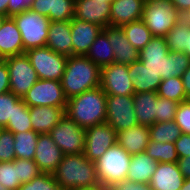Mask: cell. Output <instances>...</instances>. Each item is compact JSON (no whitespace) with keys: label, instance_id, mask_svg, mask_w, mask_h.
Wrapping results in <instances>:
<instances>
[{"label":"cell","instance_id":"6da1fadb","mask_svg":"<svg viewBox=\"0 0 190 190\" xmlns=\"http://www.w3.org/2000/svg\"><path fill=\"white\" fill-rule=\"evenodd\" d=\"M143 66L161 79L181 77L190 65V58L183 52L169 51L165 37L153 36L139 51Z\"/></svg>","mask_w":190,"mask_h":190},{"label":"cell","instance_id":"7a4b0ae2","mask_svg":"<svg viewBox=\"0 0 190 190\" xmlns=\"http://www.w3.org/2000/svg\"><path fill=\"white\" fill-rule=\"evenodd\" d=\"M101 68L86 56H68L61 86L67 99L100 86Z\"/></svg>","mask_w":190,"mask_h":190},{"label":"cell","instance_id":"3957f363","mask_svg":"<svg viewBox=\"0 0 190 190\" xmlns=\"http://www.w3.org/2000/svg\"><path fill=\"white\" fill-rule=\"evenodd\" d=\"M107 95L100 86L68 99L65 115L86 129L106 122Z\"/></svg>","mask_w":190,"mask_h":190},{"label":"cell","instance_id":"277c9868","mask_svg":"<svg viewBox=\"0 0 190 190\" xmlns=\"http://www.w3.org/2000/svg\"><path fill=\"white\" fill-rule=\"evenodd\" d=\"M53 176L61 190L100 185L95 162L87 159L84 153L64 155Z\"/></svg>","mask_w":190,"mask_h":190},{"label":"cell","instance_id":"5b68a950","mask_svg":"<svg viewBox=\"0 0 190 190\" xmlns=\"http://www.w3.org/2000/svg\"><path fill=\"white\" fill-rule=\"evenodd\" d=\"M131 155L118 143L95 161L96 174L100 185L105 188L126 179Z\"/></svg>","mask_w":190,"mask_h":190},{"label":"cell","instance_id":"8992f818","mask_svg":"<svg viewBox=\"0 0 190 190\" xmlns=\"http://www.w3.org/2000/svg\"><path fill=\"white\" fill-rule=\"evenodd\" d=\"M181 16L170 0H145L141 20L153 36L165 37Z\"/></svg>","mask_w":190,"mask_h":190},{"label":"cell","instance_id":"52a82bcc","mask_svg":"<svg viewBox=\"0 0 190 190\" xmlns=\"http://www.w3.org/2000/svg\"><path fill=\"white\" fill-rule=\"evenodd\" d=\"M21 33L24 52L46 46L50 20L35 11L27 10L12 17Z\"/></svg>","mask_w":190,"mask_h":190},{"label":"cell","instance_id":"ba28073f","mask_svg":"<svg viewBox=\"0 0 190 190\" xmlns=\"http://www.w3.org/2000/svg\"><path fill=\"white\" fill-rule=\"evenodd\" d=\"M25 53L39 79L61 80L68 56L56 53L47 46L29 49Z\"/></svg>","mask_w":190,"mask_h":190},{"label":"cell","instance_id":"9c48e42d","mask_svg":"<svg viewBox=\"0 0 190 190\" xmlns=\"http://www.w3.org/2000/svg\"><path fill=\"white\" fill-rule=\"evenodd\" d=\"M4 61L9 70L10 92L23 98L39 80L37 72L32 67L26 53L7 57Z\"/></svg>","mask_w":190,"mask_h":190},{"label":"cell","instance_id":"30bf717a","mask_svg":"<svg viewBox=\"0 0 190 190\" xmlns=\"http://www.w3.org/2000/svg\"><path fill=\"white\" fill-rule=\"evenodd\" d=\"M49 135L64 155L84 153L85 129L77 125L67 115L60 119Z\"/></svg>","mask_w":190,"mask_h":190},{"label":"cell","instance_id":"8fae6325","mask_svg":"<svg viewBox=\"0 0 190 190\" xmlns=\"http://www.w3.org/2000/svg\"><path fill=\"white\" fill-rule=\"evenodd\" d=\"M106 123L117 133L137 126L133 96L107 95Z\"/></svg>","mask_w":190,"mask_h":190},{"label":"cell","instance_id":"7c38bea8","mask_svg":"<svg viewBox=\"0 0 190 190\" xmlns=\"http://www.w3.org/2000/svg\"><path fill=\"white\" fill-rule=\"evenodd\" d=\"M22 99L28 107H66L68 101L60 81L44 79H39Z\"/></svg>","mask_w":190,"mask_h":190},{"label":"cell","instance_id":"4fadbf2b","mask_svg":"<svg viewBox=\"0 0 190 190\" xmlns=\"http://www.w3.org/2000/svg\"><path fill=\"white\" fill-rule=\"evenodd\" d=\"M100 87L106 95L133 96L132 79L128 65L112 63L101 67Z\"/></svg>","mask_w":190,"mask_h":190},{"label":"cell","instance_id":"5bb4252c","mask_svg":"<svg viewBox=\"0 0 190 190\" xmlns=\"http://www.w3.org/2000/svg\"><path fill=\"white\" fill-rule=\"evenodd\" d=\"M116 143L117 132L108 123L91 126L85 129L84 155L95 162Z\"/></svg>","mask_w":190,"mask_h":190},{"label":"cell","instance_id":"9a60e30c","mask_svg":"<svg viewBox=\"0 0 190 190\" xmlns=\"http://www.w3.org/2000/svg\"><path fill=\"white\" fill-rule=\"evenodd\" d=\"M63 152L49 134H39L34 161L42 173H52L63 159Z\"/></svg>","mask_w":190,"mask_h":190},{"label":"cell","instance_id":"2e32d148","mask_svg":"<svg viewBox=\"0 0 190 190\" xmlns=\"http://www.w3.org/2000/svg\"><path fill=\"white\" fill-rule=\"evenodd\" d=\"M102 29L97 24L73 17L71 20L72 55L86 56Z\"/></svg>","mask_w":190,"mask_h":190},{"label":"cell","instance_id":"e0dca14e","mask_svg":"<svg viewBox=\"0 0 190 190\" xmlns=\"http://www.w3.org/2000/svg\"><path fill=\"white\" fill-rule=\"evenodd\" d=\"M114 51V62L130 65L139 60V51L128 41L122 27L107 26L102 29Z\"/></svg>","mask_w":190,"mask_h":190},{"label":"cell","instance_id":"ac0fdd59","mask_svg":"<svg viewBox=\"0 0 190 190\" xmlns=\"http://www.w3.org/2000/svg\"><path fill=\"white\" fill-rule=\"evenodd\" d=\"M110 9L106 0H75V18L102 28L110 26Z\"/></svg>","mask_w":190,"mask_h":190},{"label":"cell","instance_id":"d6986e66","mask_svg":"<svg viewBox=\"0 0 190 190\" xmlns=\"http://www.w3.org/2000/svg\"><path fill=\"white\" fill-rule=\"evenodd\" d=\"M65 109L54 106L29 107L32 130L38 134H49L65 115Z\"/></svg>","mask_w":190,"mask_h":190},{"label":"cell","instance_id":"ffe728a7","mask_svg":"<svg viewBox=\"0 0 190 190\" xmlns=\"http://www.w3.org/2000/svg\"><path fill=\"white\" fill-rule=\"evenodd\" d=\"M144 3L145 0H114L110 9V26L121 27L141 20Z\"/></svg>","mask_w":190,"mask_h":190},{"label":"cell","instance_id":"44dd1931","mask_svg":"<svg viewBox=\"0 0 190 190\" xmlns=\"http://www.w3.org/2000/svg\"><path fill=\"white\" fill-rule=\"evenodd\" d=\"M184 180L177 163H158L149 185L153 190H180Z\"/></svg>","mask_w":190,"mask_h":190},{"label":"cell","instance_id":"7402d4cb","mask_svg":"<svg viewBox=\"0 0 190 190\" xmlns=\"http://www.w3.org/2000/svg\"><path fill=\"white\" fill-rule=\"evenodd\" d=\"M46 46L56 53L71 56V21H51Z\"/></svg>","mask_w":190,"mask_h":190},{"label":"cell","instance_id":"603a6c76","mask_svg":"<svg viewBox=\"0 0 190 190\" xmlns=\"http://www.w3.org/2000/svg\"><path fill=\"white\" fill-rule=\"evenodd\" d=\"M24 52L21 33L12 17H7L0 27V54L5 58Z\"/></svg>","mask_w":190,"mask_h":190},{"label":"cell","instance_id":"cb8c5ba5","mask_svg":"<svg viewBox=\"0 0 190 190\" xmlns=\"http://www.w3.org/2000/svg\"><path fill=\"white\" fill-rule=\"evenodd\" d=\"M149 141V126L137 125L117 133V143L130 155L144 152Z\"/></svg>","mask_w":190,"mask_h":190},{"label":"cell","instance_id":"d4e9b609","mask_svg":"<svg viewBox=\"0 0 190 190\" xmlns=\"http://www.w3.org/2000/svg\"><path fill=\"white\" fill-rule=\"evenodd\" d=\"M128 75L132 79L135 94L157 92L162 81L161 77L146 69L140 60L128 65Z\"/></svg>","mask_w":190,"mask_h":190},{"label":"cell","instance_id":"484cf974","mask_svg":"<svg viewBox=\"0 0 190 190\" xmlns=\"http://www.w3.org/2000/svg\"><path fill=\"white\" fill-rule=\"evenodd\" d=\"M158 97L156 91L136 93L133 95L134 113L138 125L151 126L156 123Z\"/></svg>","mask_w":190,"mask_h":190},{"label":"cell","instance_id":"4316f807","mask_svg":"<svg viewBox=\"0 0 190 190\" xmlns=\"http://www.w3.org/2000/svg\"><path fill=\"white\" fill-rule=\"evenodd\" d=\"M158 162L145 151L131 155V161L126 179L133 182L149 184Z\"/></svg>","mask_w":190,"mask_h":190},{"label":"cell","instance_id":"83f0119b","mask_svg":"<svg viewBox=\"0 0 190 190\" xmlns=\"http://www.w3.org/2000/svg\"><path fill=\"white\" fill-rule=\"evenodd\" d=\"M86 57L100 68L114 63V51L107 35L101 31L90 46Z\"/></svg>","mask_w":190,"mask_h":190},{"label":"cell","instance_id":"f1b7e54d","mask_svg":"<svg viewBox=\"0 0 190 190\" xmlns=\"http://www.w3.org/2000/svg\"><path fill=\"white\" fill-rule=\"evenodd\" d=\"M15 159L34 160L36 144L39 134L33 130L26 132L13 133Z\"/></svg>","mask_w":190,"mask_h":190},{"label":"cell","instance_id":"f546056e","mask_svg":"<svg viewBox=\"0 0 190 190\" xmlns=\"http://www.w3.org/2000/svg\"><path fill=\"white\" fill-rule=\"evenodd\" d=\"M130 44L138 51L142 50L152 39L153 35L142 20L121 26Z\"/></svg>","mask_w":190,"mask_h":190},{"label":"cell","instance_id":"4dcf8cb0","mask_svg":"<svg viewBox=\"0 0 190 190\" xmlns=\"http://www.w3.org/2000/svg\"><path fill=\"white\" fill-rule=\"evenodd\" d=\"M150 140L155 142L175 143L180 137L181 130L175 123V120L169 122H157L149 126Z\"/></svg>","mask_w":190,"mask_h":190},{"label":"cell","instance_id":"1f68e13d","mask_svg":"<svg viewBox=\"0 0 190 190\" xmlns=\"http://www.w3.org/2000/svg\"><path fill=\"white\" fill-rule=\"evenodd\" d=\"M145 152L158 163H177L179 159L175 143L150 140Z\"/></svg>","mask_w":190,"mask_h":190},{"label":"cell","instance_id":"d6a6232c","mask_svg":"<svg viewBox=\"0 0 190 190\" xmlns=\"http://www.w3.org/2000/svg\"><path fill=\"white\" fill-rule=\"evenodd\" d=\"M189 31L190 25L181 18L165 35L169 51L184 52Z\"/></svg>","mask_w":190,"mask_h":190},{"label":"cell","instance_id":"836d02e7","mask_svg":"<svg viewBox=\"0 0 190 190\" xmlns=\"http://www.w3.org/2000/svg\"><path fill=\"white\" fill-rule=\"evenodd\" d=\"M4 129L12 133H23L32 130L29 107L24 103L22 98L15 103V114Z\"/></svg>","mask_w":190,"mask_h":190},{"label":"cell","instance_id":"e575fe53","mask_svg":"<svg viewBox=\"0 0 190 190\" xmlns=\"http://www.w3.org/2000/svg\"><path fill=\"white\" fill-rule=\"evenodd\" d=\"M159 97L182 102L188 100L181 77L163 79L157 90Z\"/></svg>","mask_w":190,"mask_h":190},{"label":"cell","instance_id":"d590c367","mask_svg":"<svg viewBox=\"0 0 190 190\" xmlns=\"http://www.w3.org/2000/svg\"><path fill=\"white\" fill-rule=\"evenodd\" d=\"M0 183L9 190L19 189L21 183L18 178V159L0 162Z\"/></svg>","mask_w":190,"mask_h":190},{"label":"cell","instance_id":"8d00e7d4","mask_svg":"<svg viewBox=\"0 0 190 190\" xmlns=\"http://www.w3.org/2000/svg\"><path fill=\"white\" fill-rule=\"evenodd\" d=\"M75 17V0H53L50 21H71Z\"/></svg>","mask_w":190,"mask_h":190},{"label":"cell","instance_id":"74e56055","mask_svg":"<svg viewBox=\"0 0 190 190\" xmlns=\"http://www.w3.org/2000/svg\"><path fill=\"white\" fill-rule=\"evenodd\" d=\"M20 98L12 92L0 94V129H4L15 114V103Z\"/></svg>","mask_w":190,"mask_h":190},{"label":"cell","instance_id":"f35d334b","mask_svg":"<svg viewBox=\"0 0 190 190\" xmlns=\"http://www.w3.org/2000/svg\"><path fill=\"white\" fill-rule=\"evenodd\" d=\"M18 190H61L52 173H40L27 183L21 184Z\"/></svg>","mask_w":190,"mask_h":190},{"label":"cell","instance_id":"ab89813d","mask_svg":"<svg viewBox=\"0 0 190 190\" xmlns=\"http://www.w3.org/2000/svg\"><path fill=\"white\" fill-rule=\"evenodd\" d=\"M179 102L174 100L158 97L157 98V122H169L175 120L176 110Z\"/></svg>","mask_w":190,"mask_h":190},{"label":"cell","instance_id":"60d3db41","mask_svg":"<svg viewBox=\"0 0 190 190\" xmlns=\"http://www.w3.org/2000/svg\"><path fill=\"white\" fill-rule=\"evenodd\" d=\"M14 143L13 133L0 129V162H12L15 159Z\"/></svg>","mask_w":190,"mask_h":190},{"label":"cell","instance_id":"b9f144b4","mask_svg":"<svg viewBox=\"0 0 190 190\" xmlns=\"http://www.w3.org/2000/svg\"><path fill=\"white\" fill-rule=\"evenodd\" d=\"M42 173L34 160L18 159V178L21 184L31 181Z\"/></svg>","mask_w":190,"mask_h":190},{"label":"cell","instance_id":"7bdbcfd3","mask_svg":"<svg viewBox=\"0 0 190 190\" xmlns=\"http://www.w3.org/2000/svg\"><path fill=\"white\" fill-rule=\"evenodd\" d=\"M175 123L180 128L181 133L190 135V99L179 103Z\"/></svg>","mask_w":190,"mask_h":190},{"label":"cell","instance_id":"ee69618b","mask_svg":"<svg viewBox=\"0 0 190 190\" xmlns=\"http://www.w3.org/2000/svg\"><path fill=\"white\" fill-rule=\"evenodd\" d=\"M108 190H153L149 184L133 182L128 179L113 184Z\"/></svg>","mask_w":190,"mask_h":190},{"label":"cell","instance_id":"f6af8a7d","mask_svg":"<svg viewBox=\"0 0 190 190\" xmlns=\"http://www.w3.org/2000/svg\"><path fill=\"white\" fill-rule=\"evenodd\" d=\"M34 0H11L8 3V17L30 10Z\"/></svg>","mask_w":190,"mask_h":190},{"label":"cell","instance_id":"bcb514c9","mask_svg":"<svg viewBox=\"0 0 190 190\" xmlns=\"http://www.w3.org/2000/svg\"><path fill=\"white\" fill-rule=\"evenodd\" d=\"M175 149L179 158L190 156V135L181 133L180 137L175 141Z\"/></svg>","mask_w":190,"mask_h":190},{"label":"cell","instance_id":"7dc6e473","mask_svg":"<svg viewBox=\"0 0 190 190\" xmlns=\"http://www.w3.org/2000/svg\"><path fill=\"white\" fill-rule=\"evenodd\" d=\"M52 4L53 0H34L31 10L49 19V12L52 10Z\"/></svg>","mask_w":190,"mask_h":190},{"label":"cell","instance_id":"c3c4849f","mask_svg":"<svg viewBox=\"0 0 190 190\" xmlns=\"http://www.w3.org/2000/svg\"><path fill=\"white\" fill-rule=\"evenodd\" d=\"M10 76L6 62L0 64V94L10 92Z\"/></svg>","mask_w":190,"mask_h":190},{"label":"cell","instance_id":"681fc988","mask_svg":"<svg viewBox=\"0 0 190 190\" xmlns=\"http://www.w3.org/2000/svg\"><path fill=\"white\" fill-rule=\"evenodd\" d=\"M177 164L183 177L190 178V156L179 158Z\"/></svg>","mask_w":190,"mask_h":190},{"label":"cell","instance_id":"f907efd6","mask_svg":"<svg viewBox=\"0 0 190 190\" xmlns=\"http://www.w3.org/2000/svg\"><path fill=\"white\" fill-rule=\"evenodd\" d=\"M182 15L190 9V0H170Z\"/></svg>","mask_w":190,"mask_h":190},{"label":"cell","instance_id":"816d5d0a","mask_svg":"<svg viewBox=\"0 0 190 190\" xmlns=\"http://www.w3.org/2000/svg\"><path fill=\"white\" fill-rule=\"evenodd\" d=\"M184 90L188 99H190V65L181 76Z\"/></svg>","mask_w":190,"mask_h":190},{"label":"cell","instance_id":"f5cc1de1","mask_svg":"<svg viewBox=\"0 0 190 190\" xmlns=\"http://www.w3.org/2000/svg\"><path fill=\"white\" fill-rule=\"evenodd\" d=\"M11 0H0V14L8 17V3Z\"/></svg>","mask_w":190,"mask_h":190},{"label":"cell","instance_id":"db71d44e","mask_svg":"<svg viewBox=\"0 0 190 190\" xmlns=\"http://www.w3.org/2000/svg\"><path fill=\"white\" fill-rule=\"evenodd\" d=\"M71 190H108V189L105 188L102 185H96V186H93V187L74 188V189H71Z\"/></svg>","mask_w":190,"mask_h":190},{"label":"cell","instance_id":"11a10c76","mask_svg":"<svg viewBox=\"0 0 190 190\" xmlns=\"http://www.w3.org/2000/svg\"><path fill=\"white\" fill-rule=\"evenodd\" d=\"M183 53L190 58V31L187 33L186 50Z\"/></svg>","mask_w":190,"mask_h":190},{"label":"cell","instance_id":"9f6ffc18","mask_svg":"<svg viewBox=\"0 0 190 190\" xmlns=\"http://www.w3.org/2000/svg\"><path fill=\"white\" fill-rule=\"evenodd\" d=\"M180 190H190V178L184 180Z\"/></svg>","mask_w":190,"mask_h":190},{"label":"cell","instance_id":"6f0895ef","mask_svg":"<svg viewBox=\"0 0 190 190\" xmlns=\"http://www.w3.org/2000/svg\"><path fill=\"white\" fill-rule=\"evenodd\" d=\"M190 25V9L181 16Z\"/></svg>","mask_w":190,"mask_h":190},{"label":"cell","instance_id":"680465c9","mask_svg":"<svg viewBox=\"0 0 190 190\" xmlns=\"http://www.w3.org/2000/svg\"><path fill=\"white\" fill-rule=\"evenodd\" d=\"M7 18V16L1 15L0 14V27L2 25V23L4 22V20Z\"/></svg>","mask_w":190,"mask_h":190},{"label":"cell","instance_id":"91938a15","mask_svg":"<svg viewBox=\"0 0 190 190\" xmlns=\"http://www.w3.org/2000/svg\"><path fill=\"white\" fill-rule=\"evenodd\" d=\"M0 190H9V189L6 188L5 186H3V185L0 183Z\"/></svg>","mask_w":190,"mask_h":190},{"label":"cell","instance_id":"94428289","mask_svg":"<svg viewBox=\"0 0 190 190\" xmlns=\"http://www.w3.org/2000/svg\"><path fill=\"white\" fill-rule=\"evenodd\" d=\"M4 57L0 54V64L4 62Z\"/></svg>","mask_w":190,"mask_h":190},{"label":"cell","instance_id":"6125c7cd","mask_svg":"<svg viewBox=\"0 0 190 190\" xmlns=\"http://www.w3.org/2000/svg\"><path fill=\"white\" fill-rule=\"evenodd\" d=\"M114 0H106L107 3H112Z\"/></svg>","mask_w":190,"mask_h":190}]
</instances>
